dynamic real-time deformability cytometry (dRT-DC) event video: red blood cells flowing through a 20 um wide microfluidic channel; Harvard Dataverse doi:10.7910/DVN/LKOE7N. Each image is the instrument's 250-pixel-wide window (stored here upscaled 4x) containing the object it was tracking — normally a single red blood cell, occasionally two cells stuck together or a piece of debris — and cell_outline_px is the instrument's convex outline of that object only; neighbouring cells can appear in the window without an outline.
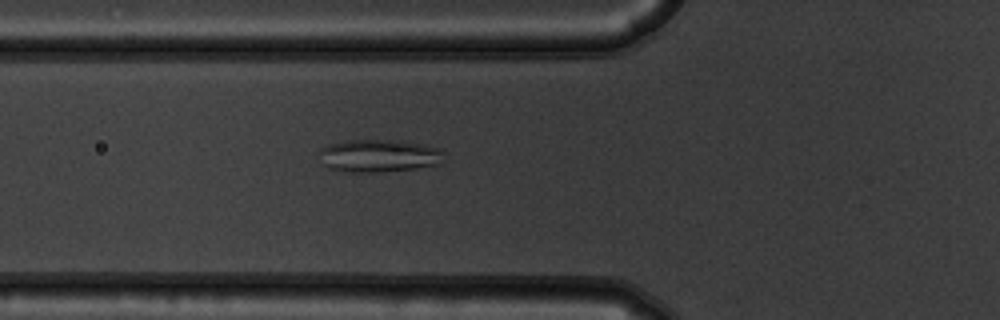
{"species": "common noctule bat (a hibernating species)", "species_latin": "Nyctalus noctula", "temperature_condition": "warm", "stored_images_in_passage": 55, "camera_frame_rate_fps": 3000, "um_per_image_px": 0.085, "animal": {"sex": "male", "body_mass_g": 19.5, "forearm_length_mm": 54.6}, "frame": {"image": 1, "passage_image": 21, "time_ms": 6.667, "image_size_px": [1000, 320], "cell_outline_px": [[444, 164], [416, 168], [380, 172], [348, 172], [328, 168], [320, 164], [320, 148], [328, 144], [344, 140], [400, 140], [440, 148], [444, 152]], "centroid_in_image_um": [32.21, 13.24], "position_along_channel_um": 93.6, "area_um2": 24.28}}
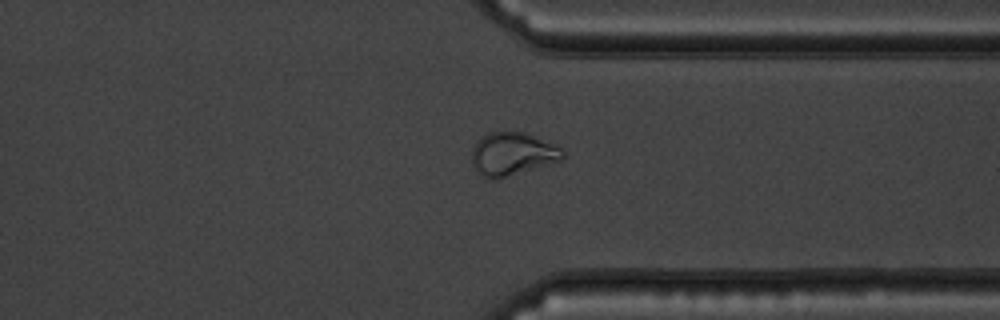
{"frame": {"image": 2, "passage_image": 43, "time_ms": 14.0, "image_size_px": [1000, 320], "cell_outline_px": [[564, 156], [560, 160], [496, 180], [488, 180], [476, 172], [472, 164], [472, 148], [476, 140], [488, 132], [528, 132], [564, 148]], "centroid_in_image_um": [43.53, 13.08], "position_along_channel_um": 367.9, "area_um2": 23.18}}
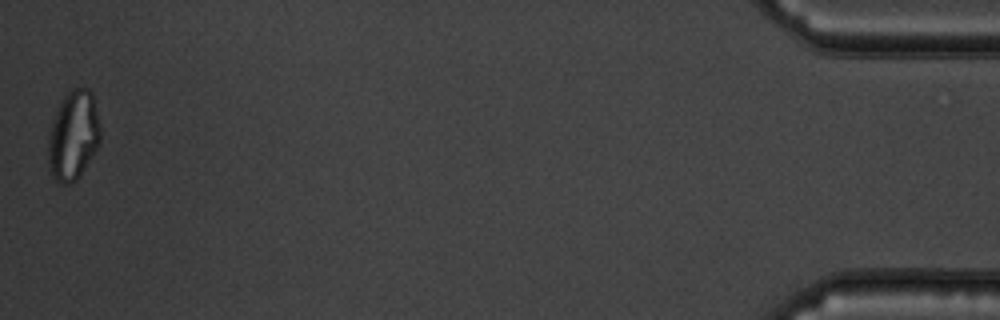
{"frame": {"image": 3, "passage_image": 55, "time_ms": 18.0, "image_size_px": [1000, 320], "cell_outline_px": [[100, 140], [96, 148], [80, 176], [72, 184], [60, 184], [56, 180], [48, 168], [48, 136], [52, 120], [56, 108], [64, 96], [72, 88], [88, 88], [92, 92], [100, 124]], "centroid_in_image_um": [6.21, 11.51], "position_along_channel_um": 429.0, "area_um2": 27.34}, "authors_computed_cell_mechanics": {"area_um2": 25.0274, "velocity_mm_per_s": 3.7394, "shape_relaxation_time_tau1_ms": null, "shape_relaxation_time_tau2_ms": 1.7002, "deformation_change_tau1": null, "deformation_change_tau2": 0.0735}}